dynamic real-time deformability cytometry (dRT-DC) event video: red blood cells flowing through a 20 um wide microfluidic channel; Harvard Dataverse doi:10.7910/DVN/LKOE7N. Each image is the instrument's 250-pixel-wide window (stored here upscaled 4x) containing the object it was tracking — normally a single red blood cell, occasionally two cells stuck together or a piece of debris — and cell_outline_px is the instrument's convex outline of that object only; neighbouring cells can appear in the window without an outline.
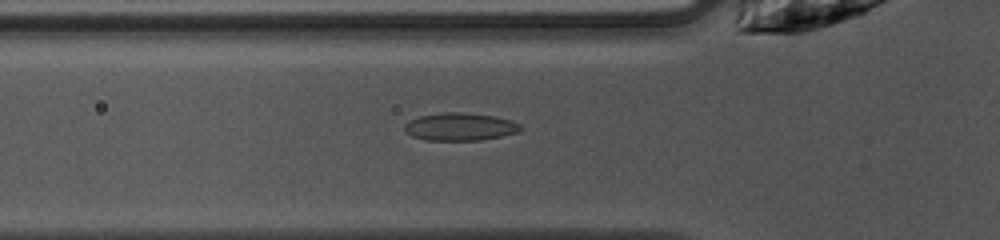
{"species": "common noctule bat (a hibernating species)", "species_latin": "Nyctalus noctula", "temperature_condition": "warm", "stored_images_in_passage": 47, "camera_frame_rate_fps": 3000, "um_per_image_px": 0.085, "animal": {"sex": "female", "body_mass_g": 10.0, "forearm_length_mm": 53.1}, "frame": {"image": 1, "passage_image": 14, "time_ms": 4.333, "image_size_px": [1000, 240], "cell_outline_px": [[520, 132], [480, 140], [424, 140], [412, 136], [404, 132], [404, 124], [420, 116], [444, 112], [456, 112], [496, 116], [512, 120], [520, 124]], "centroid_in_image_um": [39.09, 10.78], "position_along_channel_um": 86.7, "area_um2": 18.67}}
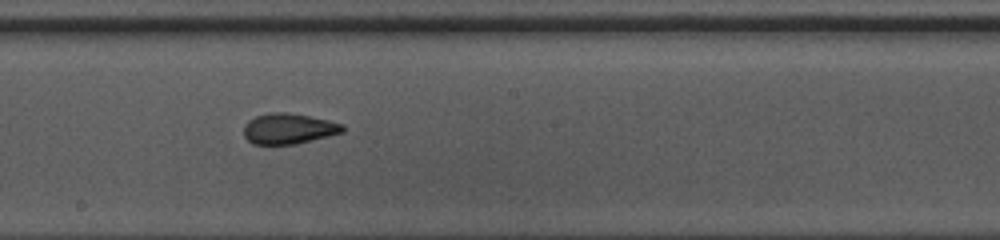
{"frame": {"image": 2, "passage_image": 24, "time_ms": 7.667, "image_size_px": [1000, 240], "cell_outline_px": [[344, 132], [296, 144], [252, 144], [244, 136], [244, 124], [248, 120], [256, 116], [268, 112], [284, 112], [308, 116], [328, 120], [344, 124]], "centroid_in_image_um": [24.52, 10.93], "position_along_channel_um": 223.7, "area_um2": 17.63}}
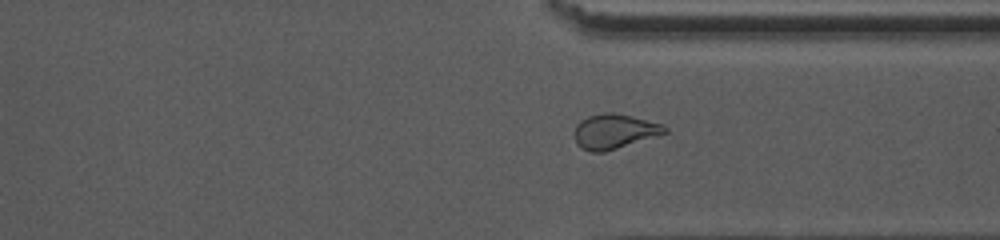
{"frame": {"image": 3, "passage_image": 34, "time_ms": 11.0, "image_size_px": [1000, 240], "cell_outline_px": [[668, 132], [604, 152], [592, 152], [580, 148], [576, 144], [576, 124], [580, 120], [588, 116], [604, 112], [612, 112], [632, 116], [660, 124], [668, 128]], "centroid_in_image_um": [52.19, 11.16], "position_along_channel_um": 359.2, "area_um2": 18.03}, "authors_computed_cell_mechanics": {"area_um2": 18.6694, "velocity_mm_per_s": 4.0813, "shape_relaxation_time_tau1_ms": 4.7709, "shape_relaxation_time_tau2_ms": 1.7961, "deformation_change_tau1": 0.176, "deformation_change_tau2": 0.0541}}